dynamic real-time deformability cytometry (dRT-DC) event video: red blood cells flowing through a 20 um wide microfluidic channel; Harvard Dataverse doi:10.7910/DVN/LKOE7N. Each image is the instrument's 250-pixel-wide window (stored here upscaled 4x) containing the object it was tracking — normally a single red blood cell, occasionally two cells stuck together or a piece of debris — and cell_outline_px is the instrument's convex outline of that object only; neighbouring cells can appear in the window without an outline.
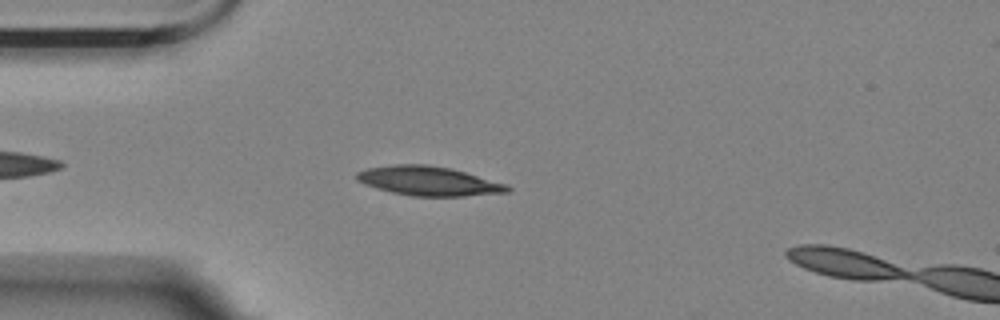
{"species": "Egyptian fruit bat (a non-hibernating species)", "species_latin": "Rousettus aegyptiacus", "temperature_condition": "room temperature", "stored_images_in_passage": 15, "camera_frame_rate_fps": 3000, "um_per_image_px": 0.085, "animal": {"sex": "female"}, "frame": {"image": 1, "passage_image": 7, "time_ms": 2.0, "image_size_px": [1000, 320], "cell_outline_px": [[512, 188], [508, 192], [464, 196], [412, 196], [392, 192], [364, 184], [356, 180], [356, 172], [368, 168], [392, 164], [428, 164], [452, 168], [508, 184]], "centroid_in_image_um": [36.45, 15.37], "position_along_channel_um": 48.6, "area_um2": 25.84}}
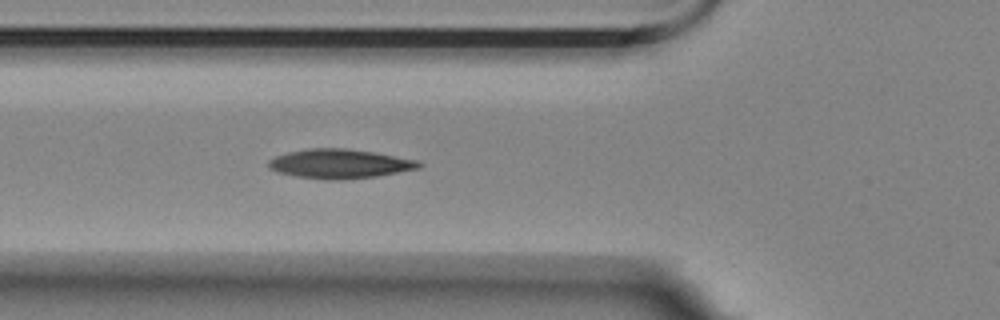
{"frame": {"image": 2, "passage_image": 12, "time_ms": 3.667, "image_size_px": [1000, 320], "cell_outline_px": [[424, 164], [420, 168], [376, 176], [340, 180], [324, 180], [296, 176], [276, 172], [268, 168], [268, 160], [276, 156], [288, 152], [308, 148], [344, 148], [372, 152], [416, 160]], "centroid_in_image_um": [28.83, 13.93], "position_along_channel_um": 97.0, "area_um2": 25.61}}